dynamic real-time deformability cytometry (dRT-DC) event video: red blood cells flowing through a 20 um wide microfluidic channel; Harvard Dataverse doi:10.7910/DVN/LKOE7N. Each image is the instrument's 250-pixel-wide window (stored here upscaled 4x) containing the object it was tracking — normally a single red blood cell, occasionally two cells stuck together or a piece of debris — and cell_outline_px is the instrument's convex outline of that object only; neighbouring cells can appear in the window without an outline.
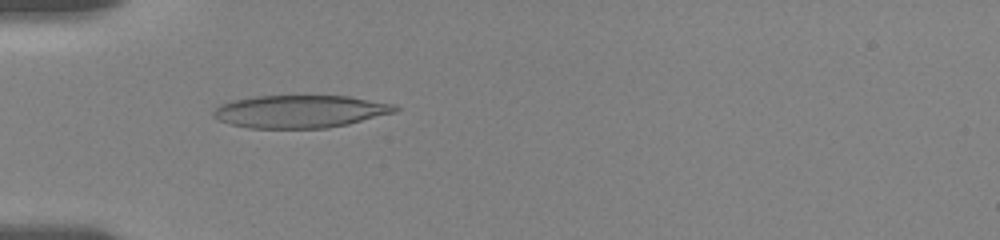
{"species": "human", "species_latin": "Homo sapiens", "temperature_condition": "room temperature", "stored_images_in_passage": 56, "camera_frame_rate_fps": 3000, "um_per_image_px": 0.085, "donor": {"sex": "female"}, "frame": {"image": 1, "passage_image": 18, "time_ms": 5.667, "image_size_px": [1000, 240], "cell_outline_px": [[400, 108], [396, 112], [348, 124], [328, 128], [248, 128], [232, 124], [220, 120], [212, 116], [212, 112], [220, 104], [232, 100], [256, 96], [348, 96], [396, 104]], "centroid_in_image_um": [25.53, 9.47], "position_along_channel_um": 59.5, "area_um2": 34.62}}
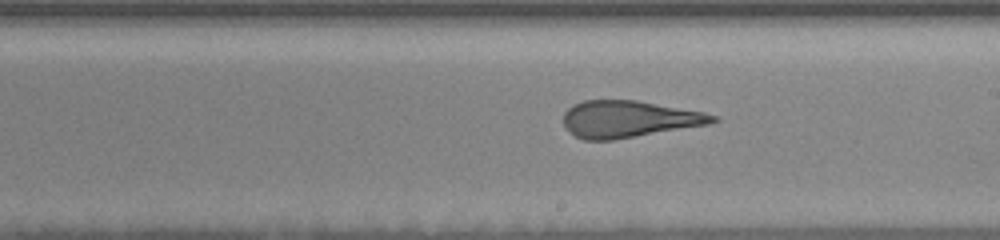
{"frame": {"image": 2, "passage_image": 33, "time_ms": 10.667, "image_size_px": [1000, 240], "cell_outline_px": [[720, 120], [708, 124], [612, 140], [584, 140], [576, 136], [564, 128], [564, 112], [572, 104], [584, 100], [636, 100], [704, 112], [716, 116]], "centroid_in_image_um": [53.41, 10.11], "position_along_channel_um": 235.6, "area_um2": 31.85}}
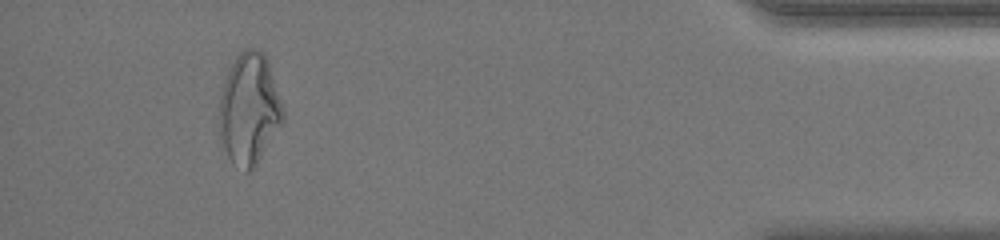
{"frame": {"image": 3, "passage_image": 52, "time_ms": 17.0, "image_size_px": [1000, 240], "cell_outline_px": [[284, 120], [256, 164], [248, 172], [244, 172], [232, 164], [220, 140], [216, 128], [220, 96], [224, 80], [236, 56], [244, 48], [256, 48], [264, 52], [284, 112]], "centroid_in_image_um": [21.12, 9.29], "position_along_channel_um": 414.1, "area_um2": 41.44}, "authors_computed_cell_mechanics": {"area_um2": 34.102, "velocity_mm_per_s": 3.6397, "shape_relaxation_time_tau1_ms": null, "shape_relaxation_time_tau2_ms": 1.4878, "deformation_change_tau1": null, "deformation_change_tau2": 0.1198}}